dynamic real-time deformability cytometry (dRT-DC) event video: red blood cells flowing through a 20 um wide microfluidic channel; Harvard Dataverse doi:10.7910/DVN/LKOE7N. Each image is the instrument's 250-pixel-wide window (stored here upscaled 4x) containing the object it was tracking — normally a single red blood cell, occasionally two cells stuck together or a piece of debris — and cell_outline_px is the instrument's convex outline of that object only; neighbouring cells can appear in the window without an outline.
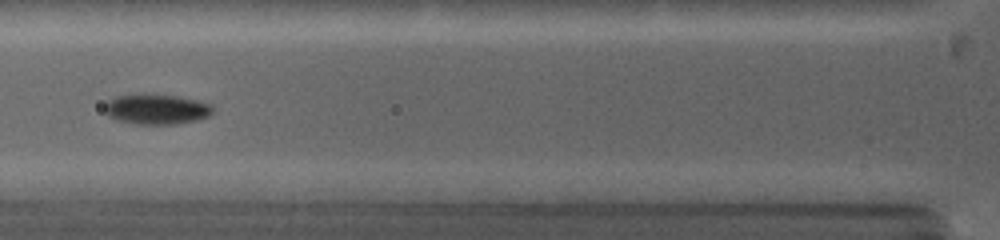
{"species": "common noctule bat (a hibernating species)", "species_latin": "Nyctalus noctula", "temperature_condition": "warm", "stored_images_in_passage": 13, "camera_frame_rate_fps": 5000, "um_per_image_px": 0.085, "animal": {"sex": "female", "body_mass_g": 19.0, "forearm_length_mm": 53.3}, "frame": {"image": 1, "passage_image": 8, "time_ms": 3.6, "image_size_px": [1000, 240], "cell_outline_px": [[212, 112], [208, 116], [196, 120], [176, 124], [136, 124], [116, 120], [108, 116], [104, 112], [104, 104], [108, 100], [116, 96], [176, 96], [196, 100], [212, 104]], "centroid_in_image_um": [13.28, 9.32], "position_along_channel_um": 112.5, "area_um2": 18.55}}
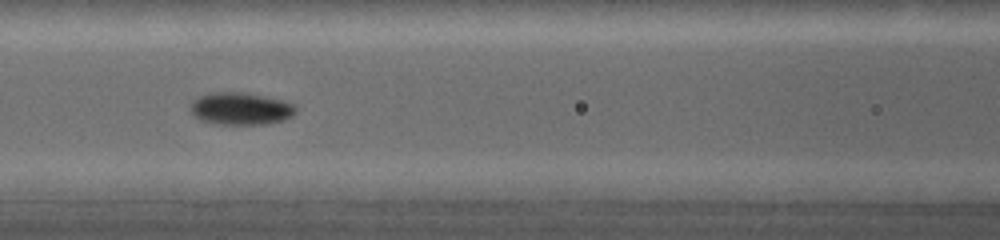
{"frame": {"image": 2, "passage_image": 11, "time_ms": 4.4, "image_size_px": [1000, 240], "cell_outline_px": [[296, 112], [292, 116], [284, 120], [264, 124], [216, 124], [200, 120], [192, 112], [192, 100], [208, 92], [244, 92], [284, 100], [296, 104]], "centroid_in_image_um": [20.49, 9.22], "position_along_channel_um": 146.1, "area_um2": 19.94}}